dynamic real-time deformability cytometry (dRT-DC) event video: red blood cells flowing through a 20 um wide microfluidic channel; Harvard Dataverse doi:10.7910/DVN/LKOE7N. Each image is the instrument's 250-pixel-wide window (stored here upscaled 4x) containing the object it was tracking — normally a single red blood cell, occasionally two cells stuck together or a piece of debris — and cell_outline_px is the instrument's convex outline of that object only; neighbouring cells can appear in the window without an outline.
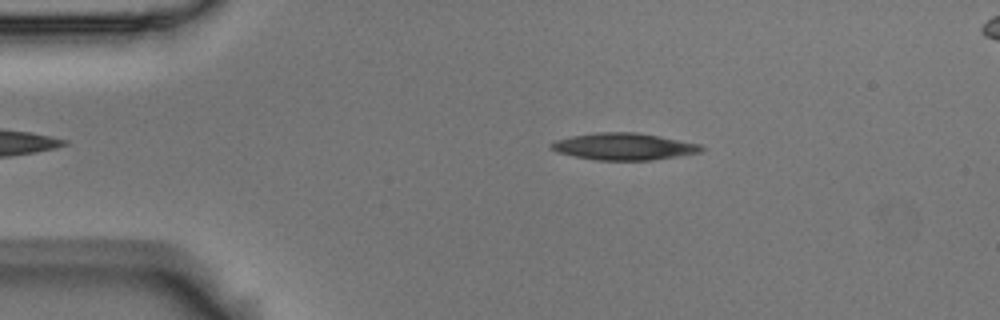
{"species": "Egyptian fruit bat (a non-hibernating species)", "species_latin": "Rousettus aegyptiacus", "temperature_condition": "room temperature", "stored_images_in_passage": 7, "camera_frame_rate_fps": 3000, "um_per_image_px": 0.085, "animal": {"sex": "male"}, "frame": {"image": 1, "passage_image": 2, "time_ms": 0.333, "image_size_px": [1000, 320], "cell_outline_px": [[708, 148], [700, 152], [652, 160], [596, 160], [576, 156], [560, 152], [552, 148], [548, 144], [556, 140], [572, 136], [596, 132], [640, 132], [700, 144]], "centroid_in_image_um": [53.07, 12.44], "position_along_channel_um": 31.9, "area_um2": 23.41}}
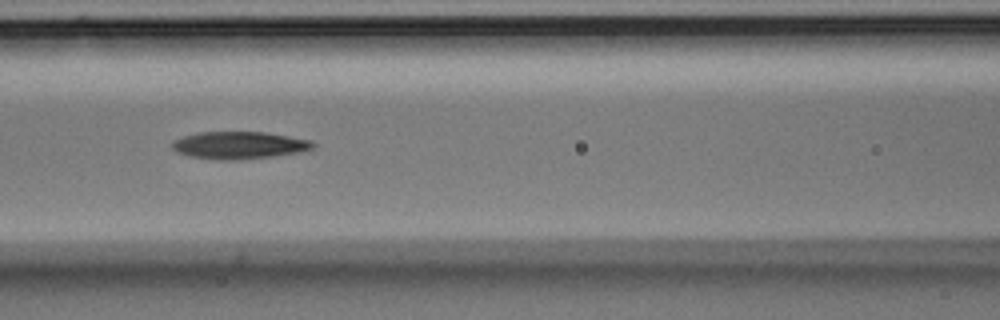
{"frame": {"image": 2, "passage_image": 6, "time_ms": 1.667, "image_size_px": [1000, 320], "cell_outline_px": [[316, 144], [312, 148], [300, 152], [272, 156], [236, 160], [216, 160], [192, 156], [176, 152], [172, 148], [172, 140], [196, 132], [264, 132], [312, 140]], "centroid_in_image_um": [20.31, 12.34], "position_along_channel_um": 146.3, "area_um2": 22.43}}
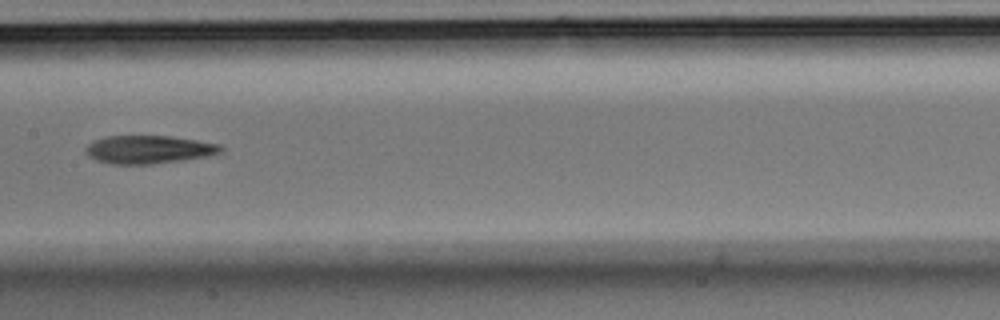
{"frame": {"image": 3, "passage_image": 7, "time_ms": 2.0, "image_size_px": [1000, 320], "cell_outline_px": [[224, 148], [220, 152], [204, 156], [180, 160], [152, 164], [112, 164], [96, 160], [88, 156], [84, 152], [84, 148], [92, 140], [108, 136], [168, 136], [196, 140], [220, 144]], "centroid_in_image_um": [12.57, 12.7], "position_along_channel_um": 194.8, "area_um2": 22.02}}